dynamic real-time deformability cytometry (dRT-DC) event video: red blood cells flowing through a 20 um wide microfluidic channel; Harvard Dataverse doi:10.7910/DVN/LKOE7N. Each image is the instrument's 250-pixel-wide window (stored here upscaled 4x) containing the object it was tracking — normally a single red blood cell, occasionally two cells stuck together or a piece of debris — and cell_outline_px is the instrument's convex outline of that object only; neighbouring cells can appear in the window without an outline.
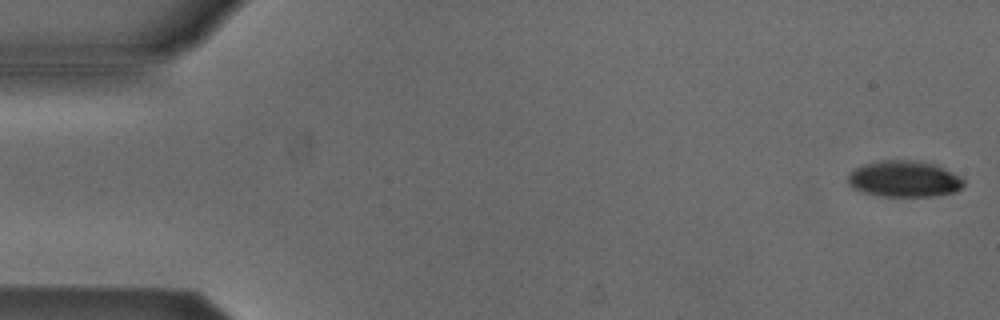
{"species": "Egyptian fruit bat (a non-hibernating species)", "species_latin": "Rousettus aegyptiacus", "temperature_condition": "cold", "stored_images_in_passage": 4, "camera_frame_rate_fps": 3000, "um_per_image_px": 0.085, "animal": {"sex": "male"}, "frame": {"image": 1, "passage_image": 1, "time_ms": 0.0, "image_size_px": [1000, 320], "cell_outline_px": [[964, 184], [956, 192], [932, 196], [880, 196], [864, 192], [852, 188], [848, 184], [848, 176], [856, 168], [864, 164], [880, 160], [924, 160], [936, 164], [960, 176], [964, 180]], "centroid_in_image_um": [76.88, 15.19], "position_along_channel_um": 8.1, "area_um2": 24.62}}
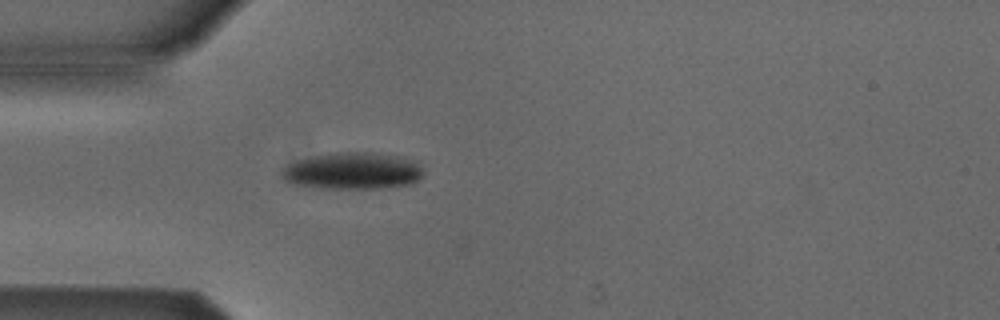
{"frame": {"image": 2, "passage_image": 4, "time_ms": 4.667, "image_size_px": [1000, 320], "cell_outline_px": [[424, 172], [416, 180], [408, 184], [380, 188], [320, 188], [288, 184], [280, 176], [280, 172], [288, 164], [296, 160], [336, 152], [372, 152], [404, 156], [416, 160], [420, 164]], "centroid_in_image_um": [29.96, 14.52], "position_along_channel_um": 55.0, "area_um2": 30.69}}